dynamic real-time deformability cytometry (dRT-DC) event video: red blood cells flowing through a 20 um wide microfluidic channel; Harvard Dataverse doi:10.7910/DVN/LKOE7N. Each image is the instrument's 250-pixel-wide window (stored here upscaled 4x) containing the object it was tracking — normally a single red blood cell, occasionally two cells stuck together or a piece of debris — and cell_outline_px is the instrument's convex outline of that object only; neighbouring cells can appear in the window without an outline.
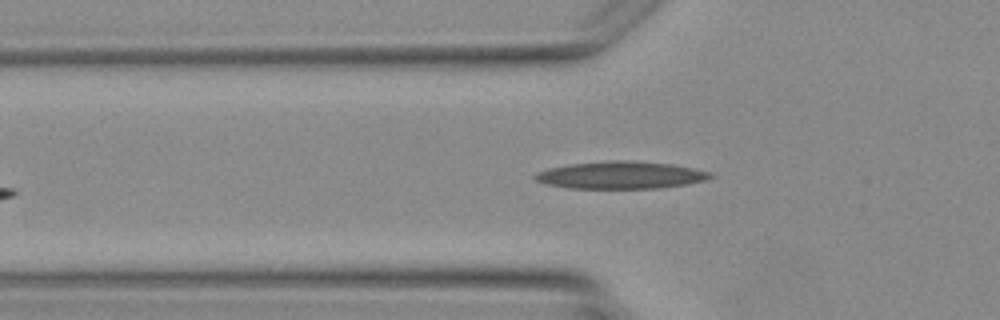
{"species": "Egyptian fruit bat (a non-hibernating species)", "species_latin": "Rousettus aegyptiacus", "temperature_condition": "warm", "stored_images_in_passage": 3, "camera_frame_rate_fps": 3000, "um_per_image_px": 0.085, "animal": {"sex": "female"}, "frame": {"image": 1, "passage_image": 3, "time_ms": 2.333, "image_size_px": [1000, 320], "cell_outline_px": [[716, 176], [704, 180], [688, 184], [656, 188], [568, 188], [544, 184], [536, 180], [532, 176], [536, 172], [548, 168], [572, 164], [608, 160], [632, 160], [672, 164], [692, 168], [708, 172]], "centroid_in_image_um": [52.72, 14.88], "position_along_channel_um": 73.1, "area_um2": 27.98}}